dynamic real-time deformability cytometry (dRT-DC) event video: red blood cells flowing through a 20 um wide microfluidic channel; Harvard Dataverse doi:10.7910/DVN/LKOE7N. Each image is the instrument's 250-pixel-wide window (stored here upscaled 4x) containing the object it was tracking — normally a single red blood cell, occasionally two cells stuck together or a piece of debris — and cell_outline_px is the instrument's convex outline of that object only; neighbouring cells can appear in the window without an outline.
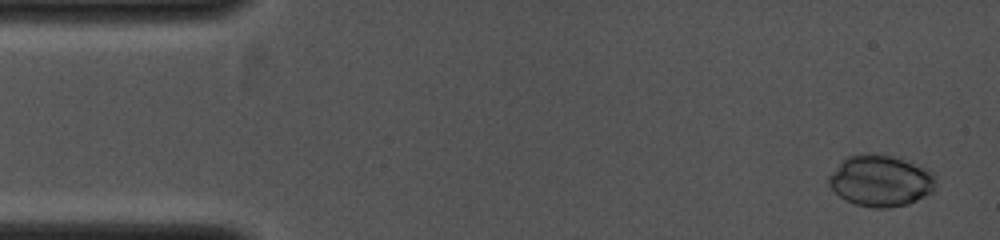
{"species": "common noctule bat (a hibernating species)", "species_latin": "Nyctalus noctula", "temperature_condition": "cold", "stored_images_in_passage": 5, "camera_frame_rate_fps": 4000, "um_per_image_px": 0.085, "animal": {"sex": "female", "body_mass_g": 19.0, "forearm_length_mm": 53.3}, "frame": {"image": 1, "passage_image": 1, "time_ms": 0.0, "image_size_px": [1000, 240], "cell_outline_px": [[936, 188], [932, 192], [908, 204], [888, 208], [872, 208], [856, 204], [844, 200], [828, 184], [828, 176], [848, 156], [868, 152], [872, 152], [900, 156], [928, 168], [936, 176]], "centroid_in_image_um": [74.91, 15.33], "position_along_channel_um": 10.1, "area_um2": 32.66}}
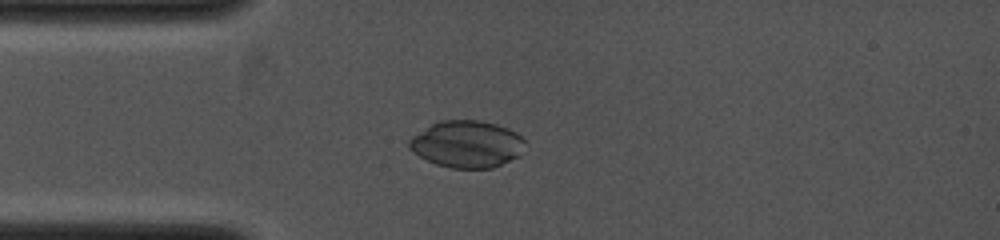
{"frame": {"image": 2, "passage_image": 4, "time_ms": 2.5, "image_size_px": [1000, 240], "cell_outline_px": [[528, 144], [520, 156], [492, 168], [452, 168], [436, 164], [412, 152], [408, 148], [408, 140], [412, 136], [432, 124], [440, 120], [480, 120], [496, 124], [508, 128], [516, 132]], "centroid_in_image_um": [39.71, 12.25], "position_along_channel_um": 45.3, "area_um2": 31.91}}